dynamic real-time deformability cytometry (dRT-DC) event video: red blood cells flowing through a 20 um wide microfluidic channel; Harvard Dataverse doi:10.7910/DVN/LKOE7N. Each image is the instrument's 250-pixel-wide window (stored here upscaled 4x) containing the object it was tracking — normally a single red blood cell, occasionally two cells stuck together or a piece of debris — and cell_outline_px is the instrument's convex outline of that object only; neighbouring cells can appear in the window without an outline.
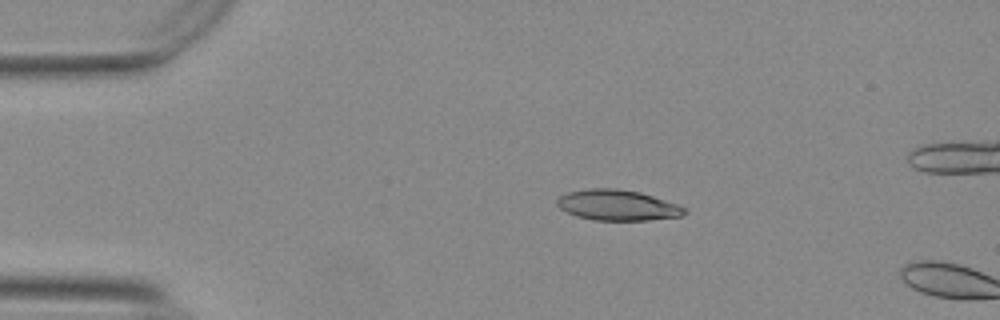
{"species": "Egyptian fruit bat (a non-hibernating species)", "species_latin": "Rousettus aegyptiacus", "temperature_condition": "warm", "stored_images_in_passage": 3, "camera_frame_rate_fps": 3000, "um_per_image_px": 0.085, "animal": {"sex": "female"}, "frame": {"image": 1, "passage_image": 1, "time_ms": 0.0, "image_size_px": [1000, 320], "cell_outline_px": [[688, 212], [680, 216], [648, 220], [596, 220], [576, 216], [560, 208], [556, 204], [556, 200], [560, 196], [568, 192], [588, 188], [616, 188], [640, 192], [676, 204], [684, 208]], "centroid_in_image_um": [52.45, 17.43], "position_along_channel_um": 32.5, "area_um2": 22.54}}